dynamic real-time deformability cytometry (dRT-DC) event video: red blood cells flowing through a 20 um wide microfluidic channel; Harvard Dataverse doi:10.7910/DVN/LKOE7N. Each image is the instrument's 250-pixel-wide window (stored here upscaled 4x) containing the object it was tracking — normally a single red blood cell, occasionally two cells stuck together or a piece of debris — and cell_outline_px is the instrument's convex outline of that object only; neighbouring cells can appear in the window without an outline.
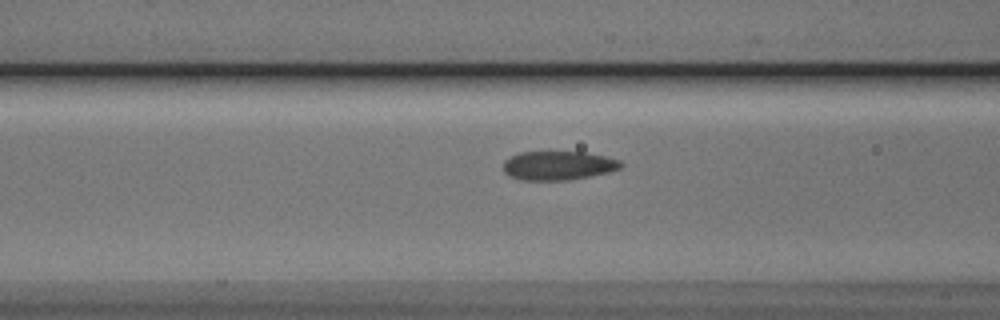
{"species": "Egyptian fruit bat (a non-hibernating species)", "species_latin": "Rousettus aegyptiacus", "temperature_condition": "cold", "stored_images_in_passage": 16, "camera_frame_rate_fps": 3000, "um_per_image_px": 0.085, "animal": {"sex": "male"}, "frame": {"image": 1, "passage_image": 7, "time_ms": 2.0, "image_size_px": [1000, 320], "cell_outline_px": [[624, 164], [620, 168], [608, 172], [568, 180], [520, 180], [504, 172], [504, 160], [520, 152], [584, 152], [604, 156], [620, 160]], "centroid_in_image_um": [47.45, 14.07], "position_along_channel_um": 119.1, "area_um2": 19.65}}
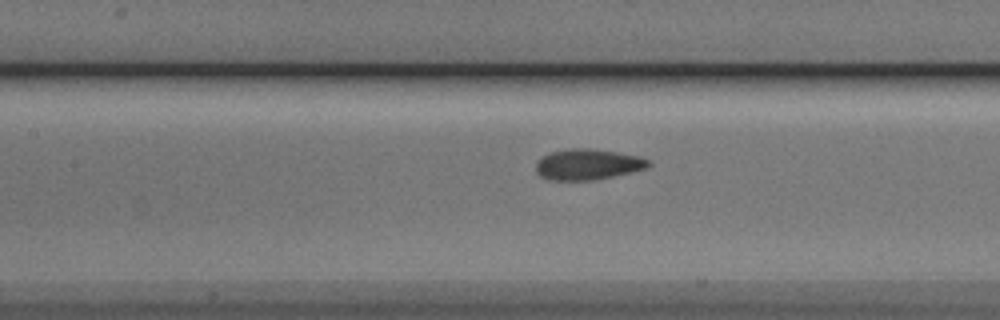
{"frame": {"image": 2, "passage_image": 10, "time_ms": 3.0, "image_size_px": [1000, 320], "cell_outline_px": [[652, 164], [648, 168], [632, 172], [596, 180], [548, 180], [540, 176], [536, 172], [536, 160], [552, 152], [572, 148], [592, 148], [640, 156], [652, 160]], "centroid_in_image_um": [50.0, 13.98], "position_along_channel_um": 157.4, "area_um2": 20.46}}
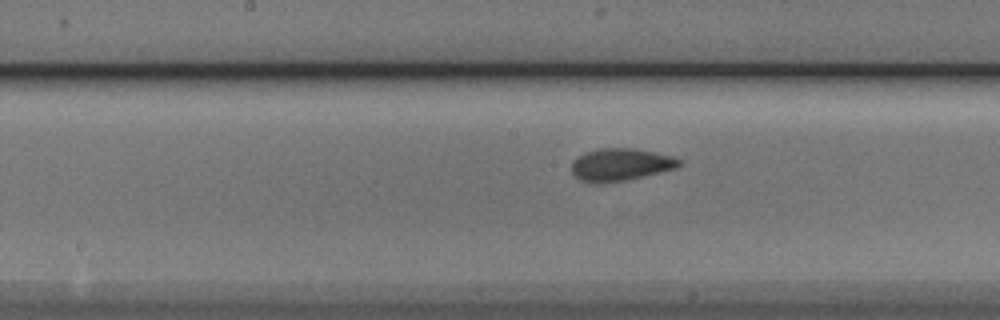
{"frame": {"image": 3, "passage_image": 13, "time_ms": 4.0, "image_size_px": [1000, 320], "cell_outline_px": [[684, 164], [676, 168], [660, 172], [624, 180], [596, 184], [580, 180], [572, 172], [572, 160], [588, 152], [600, 148], [636, 148], [672, 156], [680, 160]], "centroid_in_image_um": [52.76, 13.99], "position_along_channel_um": 195.4, "area_um2": 20.17}}